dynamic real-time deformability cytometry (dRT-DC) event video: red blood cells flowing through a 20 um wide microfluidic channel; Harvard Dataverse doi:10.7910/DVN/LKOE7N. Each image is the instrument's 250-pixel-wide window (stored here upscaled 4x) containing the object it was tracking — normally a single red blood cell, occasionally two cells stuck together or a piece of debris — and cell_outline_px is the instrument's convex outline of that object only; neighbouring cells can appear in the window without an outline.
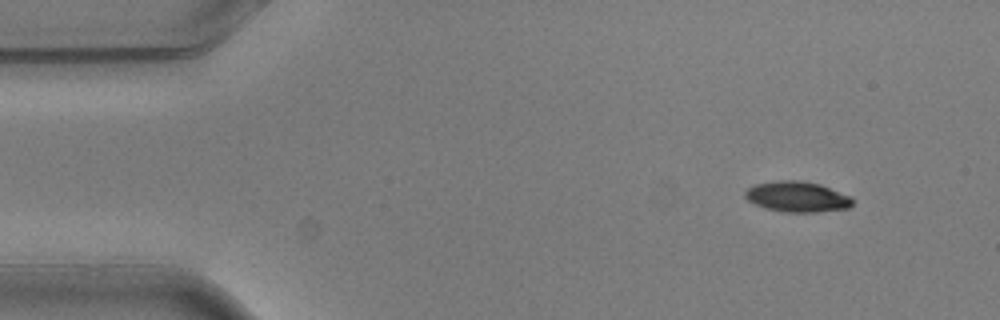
{"species": "common noctule bat (a hibernating species)", "species_latin": "Nyctalus noctula", "temperature_condition": "warm", "stored_images_in_passage": 7, "camera_frame_rate_fps": 3000, "um_per_image_px": 0.085, "animal": {"sex": "male", "body_mass_g": 20.5, "forearm_length_mm": 52.5}, "frame": {"image": 1, "passage_image": 1, "time_ms": 0.0, "image_size_px": [1000, 320], "cell_outline_px": [[852, 204], [848, 208], [816, 212], [784, 212], [764, 208], [748, 200], [744, 196], [744, 192], [748, 188], [756, 184], [776, 180], [800, 180], [820, 184], [852, 196]], "centroid_in_image_um": [67.76, 16.72], "position_along_channel_um": 17.2, "area_um2": 19.19}}
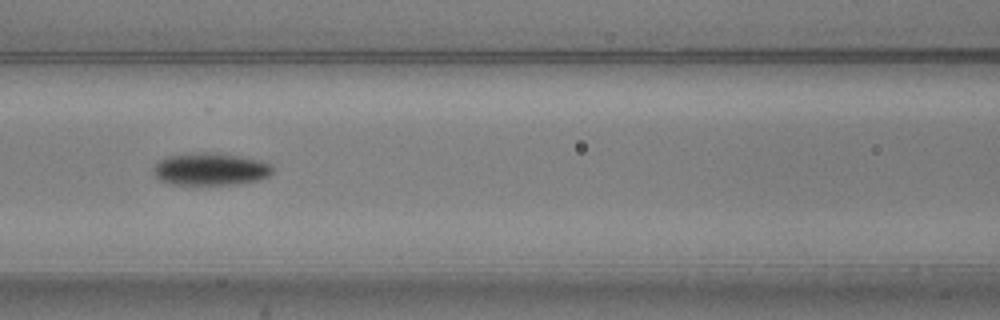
{"frame": {"image": 2, "passage_image": 6, "time_ms": 1.667, "image_size_px": [1000, 320], "cell_outline_px": [[272, 172], [268, 176], [256, 180], [240, 184], [172, 184], [160, 180], [156, 176], [152, 168], [160, 160], [168, 156], [192, 152], [220, 152], [260, 160], [272, 164]], "centroid_in_image_um": [17.9, 14.35], "position_along_channel_um": 148.7, "area_um2": 22.6}}
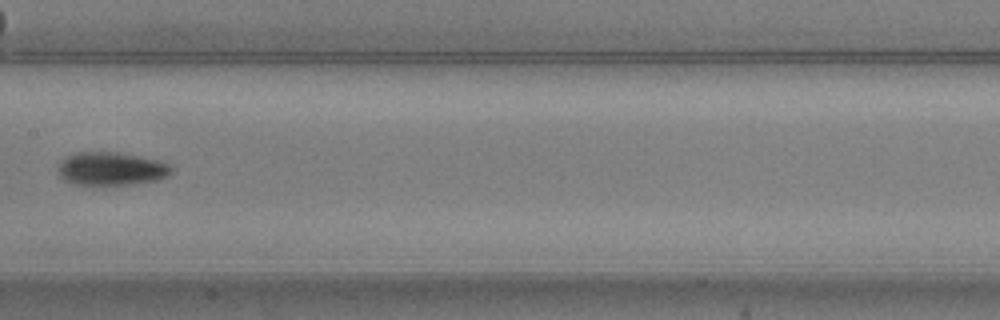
{"frame": {"image": 3, "passage_image": 7, "time_ms": 2.0, "image_size_px": [1000, 320], "cell_outline_px": [[176, 168], [168, 176], [160, 180], [132, 184], [72, 184], [64, 180], [56, 172], [60, 164], [68, 156], [76, 152], [120, 152], [160, 160], [172, 164]], "centroid_in_image_um": [9.54, 14.34], "position_along_channel_um": 197.9, "area_um2": 22.25}}